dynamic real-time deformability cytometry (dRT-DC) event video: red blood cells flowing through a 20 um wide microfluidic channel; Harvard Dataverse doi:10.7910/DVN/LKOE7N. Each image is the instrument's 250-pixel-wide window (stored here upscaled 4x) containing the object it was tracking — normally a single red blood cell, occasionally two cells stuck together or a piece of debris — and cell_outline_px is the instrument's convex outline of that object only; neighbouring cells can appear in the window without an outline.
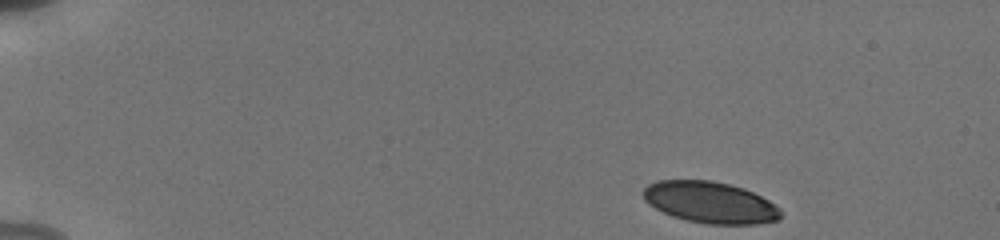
{"species": "human", "species_latin": "Homo sapiens", "temperature_condition": "cold", "stored_images_in_passage": 16, "camera_frame_rate_fps": 3000, "um_per_image_px": 0.085, "donor": {"sex": "male"}, "frame": {"image": 1, "passage_image": 1, "time_ms": 0.0, "image_size_px": [1000, 240], "cell_outline_px": [[780, 216], [776, 220], [756, 224], [704, 224], [672, 216], [648, 204], [644, 200], [644, 188], [648, 184], [656, 180], [712, 180], [744, 188], [768, 200], [780, 208]], "centroid_in_image_um": [60.34, 17.2], "position_along_channel_um": 24.7, "area_um2": 33.06}}
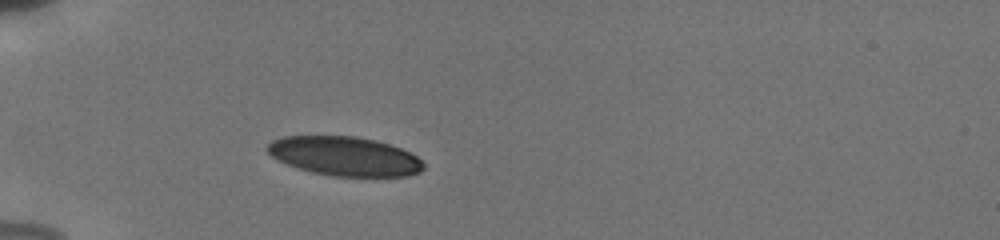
{"frame": {"image": 2, "passage_image": 14, "time_ms": 3.333, "image_size_px": [1000, 240], "cell_outline_px": [[424, 168], [420, 172], [408, 176], [332, 176], [312, 172], [288, 164], [272, 156], [264, 148], [272, 140], [284, 136], [356, 136], [376, 140], [400, 148], [416, 156], [424, 164]], "centroid_in_image_um": [29.29, 13.27], "position_along_channel_um": 55.7, "area_um2": 35.43}}